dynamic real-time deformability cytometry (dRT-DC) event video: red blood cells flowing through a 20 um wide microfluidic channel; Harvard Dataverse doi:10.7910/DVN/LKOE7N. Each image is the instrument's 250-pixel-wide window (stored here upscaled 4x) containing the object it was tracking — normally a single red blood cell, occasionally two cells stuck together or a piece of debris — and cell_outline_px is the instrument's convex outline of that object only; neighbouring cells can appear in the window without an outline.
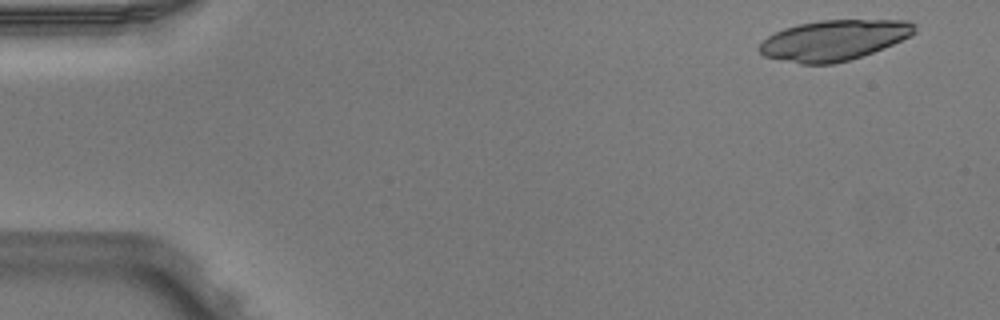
{"species": "Egyptian fruit bat (a non-hibernating species)", "species_latin": "Rousettus aegyptiacus", "temperature_condition": "warm", "stored_images_in_passage": 4, "camera_frame_rate_fps": 3000, "um_per_image_px": 0.085, "animal": {"sex": "male"}, "frame": {"image": 1, "passage_image": 1, "time_ms": 0.0, "image_size_px": [1000, 320], "cell_outline_px": [[916, 32], [912, 36], [872, 52], [848, 60], [832, 64], [800, 64], [764, 56], [756, 48], [768, 36], [784, 28], [800, 24], [820, 20], [908, 20], [916, 24]], "centroid_in_image_um": [70.89, 3.41], "position_along_channel_um": 14.1, "area_um2": 36.47}}